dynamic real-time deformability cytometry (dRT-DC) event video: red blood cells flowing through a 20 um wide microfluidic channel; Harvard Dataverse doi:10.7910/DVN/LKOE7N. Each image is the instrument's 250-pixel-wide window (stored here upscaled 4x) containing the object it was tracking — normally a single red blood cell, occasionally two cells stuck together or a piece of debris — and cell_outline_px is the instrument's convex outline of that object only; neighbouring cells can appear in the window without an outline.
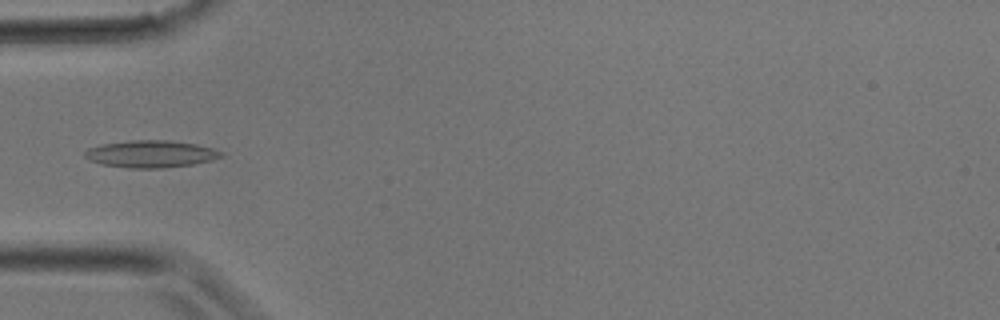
{"species": "common noctule bat (a hibernating species)", "species_latin": "Nyctalus noctula", "temperature_condition": "room temperature", "stored_images_in_passage": 10, "camera_frame_rate_fps": 3000, "um_per_image_px": 0.085, "animal": {"sex": "male", "body_mass_g": 17.9}, "frame": {"image": 1, "passage_image": 5, "time_ms": 1.333, "image_size_px": [1000, 320], "cell_outline_px": [[224, 156], [212, 160], [192, 164], [164, 168], [128, 168], [100, 164], [84, 156], [84, 152], [88, 148], [100, 144], [132, 140], [168, 140], [196, 144], [212, 148], [224, 152]], "centroid_in_image_um": [12.83, 13.08], "position_along_channel_um": 72.2, "area_um2": 21.62}}
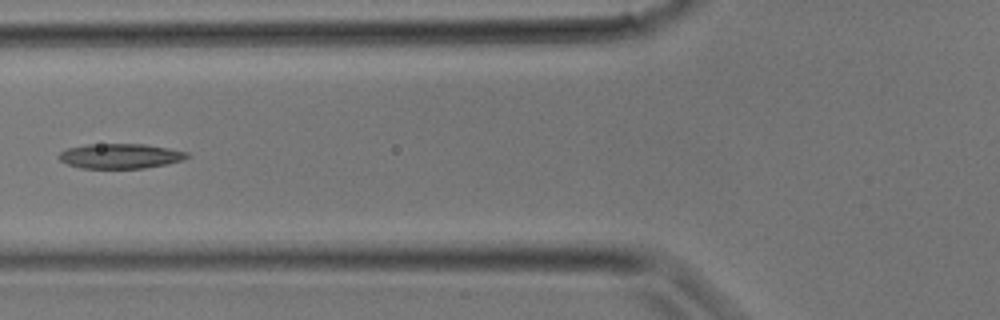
{"frame": {"image": 2, "passage_image": 7, "time_ms": 2.0, "image_size_px": [1000, 320], "cell_outline_px": [[192, 156], [180, 160], [164, 164], [144, 168], [80, 168], [68, 164], [60, 160], [56, 156], [60, 152], [68, 148], [88, 144], [144, 144], [168, 148], [188, 152]], "centroid_in_image_um": [10.2, 13.26], "position_along_channel_um": 115.6, "area_um2": 18.5}}
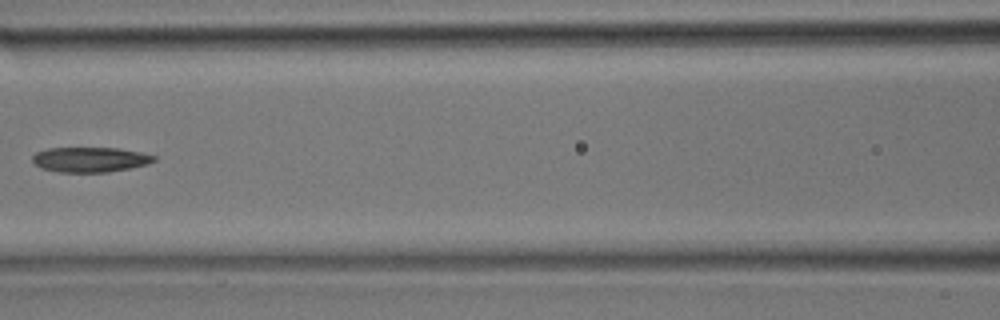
{"frame": {"image": 3, "passage_image": 9, "time_ms": 2.667, "image_size_px": [1000, 320], "cell_outline_px": [[156, 160], [148, 164], [132, 168], [108, 172], [60, 172], [40, 168], [32, 160], [32, 156], [36, 152], [48, 148], [120, 148], [140, 152], [156, 156]], "centroid_in_image_um": [7.68, 13.56], "position_along_channel_um": 158.9, "area_um2": 17.8}}